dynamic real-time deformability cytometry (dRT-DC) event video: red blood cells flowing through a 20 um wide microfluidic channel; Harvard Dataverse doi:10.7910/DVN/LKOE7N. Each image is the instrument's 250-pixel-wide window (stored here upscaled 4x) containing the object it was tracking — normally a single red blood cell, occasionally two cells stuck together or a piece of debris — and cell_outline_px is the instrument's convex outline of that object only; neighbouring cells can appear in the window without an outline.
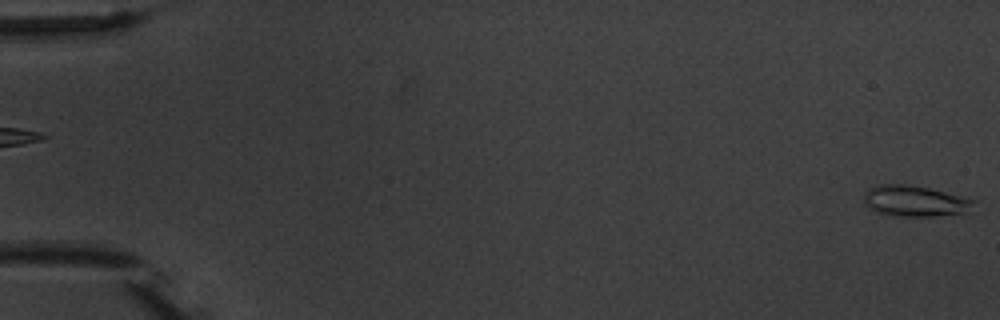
{"species": "common noctule bat (a hibernating species)", "species_latin": "Nyctalus noctula", "temperature_condition": "warm", "stored_images_in_passage": 2, "camera_frame_rate_fps": 3000, "um_per_image_px": 0.085, "animal": {"sex": "male", "body_mass_g": 20.1, "forearm_length_mm": 53.5}, "frame": {"image": 1, "passage_image": 2, "time_ms": 1.333, "image_size_px": [1000, 320], "cell_outline_px": [[976, 200], [964, 212], [932, 216], [888, 216], [876, 212], [864, 204], [864, 192], [868, 188], [876, 184], [904, 184], [928, 188]], "centroid_in_image_um": [77.64, 17.08], "position_along_channel_um": 7.4, "area_um2": 19.59}}